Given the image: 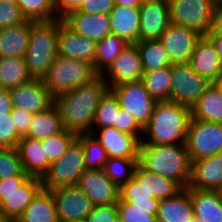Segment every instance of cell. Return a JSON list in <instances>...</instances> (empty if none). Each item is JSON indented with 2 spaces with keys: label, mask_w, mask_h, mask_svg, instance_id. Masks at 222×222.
Here are the masks:
<instances>
[{
  "label": "cell",
  "mask_w": 222,
  "mask_h": 222,
  "mask_svg": "<svg viewBox=\"0 0 222 222\" xmlns=\"http://www.w3.org/2000/svg\"><path fill=\"white\" fill-rule=\"evenodd\" d=\"M107 90L106 82L99 75L90 83L57 96L54 104L59 109L64 129L77 135L93 132L95 112Z\"/></svg>",
  "instance_id": "6da1fadb"
},
{
  "label": "cell",
  "mask_w": 222,
  "mask_h": 222,
  "mask_svg": "<svg viewBox=\"0 0 222 222\" xmlns=\"http://www.w3.org/2000/svg\"><path fill=\"white\" fill-rule=\"evenodd\" d=\"M149 172L177 182L183 189L188 187L191 161L185 144H145L140 142L139 162Z\"/></svg>",
  "instance_id": "7a4b0ae2"
},
{
  "label": "cell",
  "mask_w": 222,
  "mask_h": 222,
  "mask_svg": "<svg viewBox=\"0 0 222 222\" xmlns=\"http://www.w3.org/2000/svg\"><path fill=\"white\" fill-rule=\"evenodd\" d=\"M191 117V109L187 106L170 100L158 101L143 128L148 138L140 142L152 145L185 144Z\"/></svg>",
  "instance_id": "3957f363"
},
{
  "label": "cell",
  "mask_w": 222,
  "mask_h": 222,
  "mask_svg": "<svg viewBox=\"0 0 222 222\" xmlns=\"http://www.w3.org/2000/svg\"><path fill=\"white\" fill-rule=\"evenodd\" d=\"M59 19L33 21L24 59L33 79H43L58 55Z\"/></svg>",
  "instance_id": "277c9868"
},
{
  "label": "cell",
  "mask_w": 222,
  "mask_h": 222,
  "mask_svg": "<svg viewBox=\"0 0 222 222\" xmlns=\"http://www.w3.org/2000/svg\"><path fill=\"white\" fill-rule=\"evenodd\" d=\"M98 76L92 64L57 55L42 80L55 99L61 94L90 83Z\"/></svg>",
  "instance_id": "5b68a950"
},
{
  "label": "cell",
  "mask_w": 222,
  "mask_h": 222,
  "mask_svg": "<svg viewBox=\"0 0 222 222\" xmlns=\"http://www.w3.org/2000/svg\"><path fill=\"white\" fill-rule=\"evenodd\" d=\"M86 170L84 149L76 139L61 158L50 164L48 172L41 179L42 186L52 190L61 186L76 185Z\"/></svg>",
  "instance_id": "8992f818"
},
{
  "label": "cell",
  "mask_w": 222,
  "mask_h": 222,
  "mask_svg": "<svg viewBox=\"0 0 222 222\" xmlns=\"http://www.w3.org/2000/svg\"><path fill=\"white\" fill-rule=\"evenodd\" d=\"M185 145L191 162L222 153V123L191 117Z\"/></svg>",
  "instance_id": "52a82bcc"
},
{
  "label": "cell",
  "mask_w": 222,
  "mask_h": 222,
  "mask_svg": "<svg viewBox=\"0 0 222 222\" xmlns=\"http://www.w3.org/2000/svg\"><path fill=\"white\" fill-rule=\"evenodd\" d=\"M170 101L190 109L213 84L194 71L189 63L171 65Z\"/></svg>",
  "instance_id": "ba28073f"
},
{
  "label": "cell",
  "mask_w": 222,
  "mask_h": 222,
  "mask_svg": "<svg viewBox=\"0 0 222 222\" xmlns=\"http://www.w3.org/2000/svg\"><path fill=\"white\" fill-rule=\"evenodd\" d=\"M171 24L205 36L211 27L215 0H168Z\"/></svg>",
  "instance_id": "9c48e42d"
},
{
  "label": "cell",
  "mask_w": 222,
  "mask_h": 222,
  "mask_svg": "<svg viewBox=\"0 0 222 222\" xmlns=\"http://www.w3.org/2000/svg\"><path fill=\"white\" fill-rule=\"evenodd\" d=\"M110 90L117 97L120 108L130 113L144 128L150 120L157 101L145 89L143 82H126Z\"/></svg>",
  "instance_id": "30bf717a"
},
{
  "label": "cell",
  "mask_w": 222,
  "mask_h": 222,
  "mask_svg": "<svg viewBox=\"0 0 222 222\" xmlns=\"http://www.w3.org/2000/svg\"><path fill=\"white\" fill-rule=\"evenodd\" d=\"M50 191L59 222L85 219L94 209V203L77 185L61 186Z\"/></svg>",
  "instance_id": "8fae6325"
},
{
  "label": "cell",
  "mask_w": 222,
  "mask_h": 222,
  "mask_svg": "<svg viewBox=\"0 0 222 222\" xmlns=\"http://www.w3.org/2000/svg\"><path fill=\"white\" fill-rule=\"evenodd\" d=\"M142 74L143 68L137 45L130 43L101 74V77L110 89L122 83L141 81Z\"/></svg>",
  "instance_id": "7c38bea8"
},
{
  "label": "cell",
  "mask_w": 222,
  "mask_h": 222,
  "mask_svg": "<svg viewBox=\"0 0 222 222\" xmlns=\"http://www.w3.org/2000/svg\"><path fill=\"white\" fill-rule=\"evenodd\" d=\"M9 94L13 108L32 114L45 111L54 104V98L41 79H31L27 83L9 89Z\"/></svg>",
  "instance_id": "4fadbf2b"
},
{
  "label": "cell",
  "mask_w": 222,
  "mask_h": 222,
  "mask_svg": "<svg viewBox=\"0 0 222 222\" xmlns=\"http://www.w3.org/2000/svg\"><path fill=\"white\" fill-rule=\"evenodd\" d=\"M139 10V41L160 39L171 24L168 0L143 1Z\"/></svg>",
  "instance_id": "5bb4252c"
},
{
  "label": "cell",
  "mask_w": 222,
  "mask_h": 222,
  "mask_svg": "<svg viewBox=\"0 0 222 222\" xmlns=\"http://www.w3.org/2000/svg\"><path fill=\"white\" fill-rule=\"evenodd\" d=\"M201 36L188 27L170 24L159 40L168 51L171 64H180L189 63Z\"/></svg>",
  "instance_id": "9a60e30c"
},
{
  "label": "cell",
  "mask_w": 222,
  "mask_h": 222,
  "mask_svg": "<svg viewBox=\"0 0 222 222\" xmlns=\"http://www.w3.org/2000/svg\"><path fill=\"white\" fill-rule=\"evenodd\" d=\"M97 42L72 30L63 19H59L58 55L86 61L93 65Z\"/></svg>",
  "instance_id": "2e32d148"
},
{
  "label": "cell",
  "mask_w": 222,
  "mask_h": 222,
  "mask_svg": "<svg viewBox=\"0 0 222 222\" xmlns=\"http://www.w3.org/2000/svg\"><path fill=\"white\" fill-rule=\"evenodd\" d=\"M76 185L95 206L114 204L119 199V188L106 176L103 169H87Z\"/></svg>",
  "instance_id": "e0dca14e"
},
{
  "label": "cell",
  "mask_w": 222,
  "mask_h": 222,
  "mask_svg": "<svg viewBox=\"0 0 222 222\" xmlns=\"http://www.w3.org/2000/svg\"><path fill=\"white\" fill-rule=\"evenodd\" d=\"M98 130L99 134H95L98 131L91 134L100 142L109 158H139L140 141L134 135L119 131L116 127Z\"/></svg>",
  "instance_id": "ac0fdd59"
},
{
  "label": "cell",
  "mask_w": 222,
  "mask_h": 222,
  "mask_svg": "<svg viewBox=\"0 0 222 222\" xmlns=\"http://www.w3.org/2000/svg\"><path fill=\"white\" fill-rule=\"evenodd\" d=\"M188 188L220 191L222 188V153L191 162Z\"/></svg>",
  "instance_id": "d6986e66"
},
{
  "label": "cell",
  "mask_w": 222,
  "mask_h": 222,
  "mask_svg": "<svg viewBox=\"0 0 222 222\" xmlns=\"http://www.w3.org/2000/svg\"><path fill=\"white\" fill-rule=\"evenodd\" d=\"M189 64L194 71L212 83L222 77V64L219 56L214 45L206 36H201L197 41Z\"/></svg>",
  "instance_id": "ffe728a7"
},
{
  "label": "cell",
  "mask_w": 222,
  "mask_h": 222,
  "mask_svg": "<svg viewBox=\"0 0 222 222\" xmlns=\"http://www.w3.org/2000/svg\"><path fill=\"white\" fill-rule=\"evenodd\" d=\"M63 21L78 34L96 42L111 34L107 14H89L75 10L64 17Z\"/></svg>",
  "instance_id": "44dd1931"
},
{
  "label": "cell",
  "mask_w": 222,
  "mask_h": 222,
  "mask_svg": "<svg viewBox=\"0 0 222 222\" xmlns=\"http://www.w3.org/2000/svg\"><path fill=\"white\" fill-rule=\"evenodd\" d=\"M24 172L28 176L43 178L51 162L45 154L41 140L27 136L22 137L16 147Z\"/></svg>",
  "instance_id": "7402d4cb"
},
{
  "label": "cell",
  "mask_w": 222,
  "mask_h": 222,
  "mask_svg": "<svg viewBox=\"0 0 222 222\" xmlns=\"http://www.w3.org/2000/svg\"><path fill=\"white\" fill-rule=\"evenodd\" d=\"M42 188L41 178L29 176L0 204V214L14 221L17 220Z\"/></svg>",
  "instance_id": "603a6c76"
},
{
  "label": "cell",
  "mask_w": 222,
  "mask_h": 222,
  "mask_svg": "<svg viewBox=\"0 0 222 222\" xmlns=\"http://www.w3.org/2000/svg\"><path fill=\"white\" fill-rule=\"evenodd\" d=\"M109 21L111 34L122 37L129 43L139 41V8L114 5L109 12Z\"/></svg>",
  "instance_id": "cb8c5ba5"
},
{
  "label": "cell",
  "mask_w": 222,
  "mask_h": 222,
  "mask_svg": "<svg viewBox=\"0 0 222 222\" xmlns=\"http://www.w3.org/2000/svg\"><path fill=\"white\" fill-rule=\"evenodd\" d=\"M32 20L0 28V57H24L29 44Z\"/></svg>",
  "instance_id": "d4e9b609"
},
{
  "label": "cell",
  "mask_w": 222,
  "mask_h": 222,
  "mask_svg": "<svg viewBox=\"0 0 222 222\" xmlns=\"http://www.w3.org/2000/svg\"><path fill=\"white\" fill-rule=\"evenodd\" d=\"M194 217L189 188L158 203L157 222H190Z\"/></svg>",
  "instance_id": "484cf974"
},
{
  "label": "cell",
  "mask_w": 222,
  "mask_h": 222,
  "mask_svg": "<svg viewBox=\"0 0 222 222\" xmlns=\"http://www.w3.org/2000/svg\"><path fill=\"white\" fill-rule=\"evenodd\" d=\"M194 216L203 222H222V195L220 191L189 188Z\"/></svg>",
  "instance_id": "4316f807"
},
{
  "label": "cell",
  "mask_w": 222,
  "mask_h": 222,
  "mask_svg": "<svg viewBox=\"0 0 222 222\" xmlns=\"http://www.w3.org/2000/svg\"><path fill=\"white\" fill-rule=\"evenodd\" d=\"M18 222H59L50 190L42 188L17 219Z\"/></svg>",
  "instance_id": "83f0119b"
},
{
  "label": "cell",
  "mask_w": 222,
  "mask_h": 222,
  "mask_svg": "<svg viewBox=\"0 0 222 222\" xmlns=\"http://www.w3.org/2000/svg\"><path fill=\"white\" fill-rule=\"evenodd\" d=\"M140 184L159 200L176 196L183 188L172 179L157 175L144 169L139 163L135 167L134 176Z\"/></svg>",
  "instance_id": "f1b7e54d"
},
{
  "label": "cell",
  "mask_w": 222,
  "mask_h": 222,
  "mask_svg": "<svg viewBox=\"0 0 222 222\" xmlns=\"http://www.w3.org/2000/svg\"><path fill=\"white\" fill-rule=\"evenodd\" d=\"M63 129L59 109L53 104L47 110L32 115L26 136L42 140L61 132Z\"/></svg>",
  "instance_id": "f546056e"
},
{
  "label": "cell",
  "mask_w": 222,
  "mask_h": 222,
  "mask_svg": "<svg viewBox=\"0 0 222 222\" xmlns=\"http://www.w3.org/2000/svg\"><path fill=\"white\" fill-rule=\"evenodd\" d=\"M191 114L195 119L222 123V94L214 83L191 108Z\"/></svg>",
  "instance_id": "4dcf8cb0"
},
{
  "label": "cell",
  "mask_w": 222,
  "mask_h": 222,
  "mask_svg": "<svg viewBox=\"0 0 222 222\" xmlns=\"http://www.w3.org/2000/svg\"><path fill=\"white\" fill-rule=\"evenodd\" d=\"M31 79L24 57H0V87L9 90Z\"/></svg>",
  "instance_id": "1f68e13d"
},
{
  "label": "cell",
  "mask_w": 222,
  "mask_h": 222,
  "mask_svg": "<svg viewBox=\"0 0 222 222\" xmlns=\"http://www.w3.org/2000/svg\"><path fill=\"white\" fill-rule=\"evenodd\" d=\"M137 45L143 72L172 65L169 53L159 39L138 41Z\"/></svg>",
  "instance_id": "d6a6232c"
},
{
  "label": "cell",
  "mask_w": 222,
  "mask_h": 222,
  "mask_svg": "<svg viewBox=\"0 0 222 222\" xmlns=\"http://www.w3.org/2000/svg\"><path fill=\"white\" fill-rule=\"evenodd\" d=\"M129 44L124 38L113 34L107 35L104 39L98 41L94 70L101 75Z\"/></svg>",
  "instance_id": "836d02e7"
},
{
  "label": "cell",
  "mask_w": 222,
  "mask_h": 222,
  "mask_svg": "<svg viewBox=\"0 0 222 222\" xmlns=\"http://www.w3.org/2000/svg\"><path fill=\"white\" fill-rule=\"evenodd\" d=\"M141 81L151 97L157 102L170 100L171 65L143 72Z\"/></svg>",
  "instance_id": "e575fe53"
},
{
  "label": "cell",
  "mask_w": 222,
  "mask_h": 222,
  "mask_svg": "<svg viewBox=\"0 0 222 222\" xmlns=\"http://www.w3.org/2000/svg\"><path fill=\"white\" fill-rule=\"evenodd\" d=\"M138 162L139 158H108L103 170L106 176L120 188L134 176Z\"/></svg>",
  "instance_id": "d590c367"
},
{
  "label": "cell",
  "mask_w": 222,
  "mask_h": 222,
  "mask_svg": "<svg viewBox=\"0 0 222 222\" xmlns=\"http://www.w3.org/2000/svg\"><path fill=\"white\" fill-rule=\"evenodd\" d=\"M120 110V105L117 97L114 93L108 89L101 97L97 106L93 125L97 124V127H116L117 118Z\"/></svg>",
  "instance_id": "8d00e7d4"
},
{
  "label": "cell",
  "mask_w": 222,
  "mask_h": 222,
  "mask_svg": "<svg viewBox=\"0 0 222 222\" xmlns=\"http://www.w3.org/2000/svg\"><path fill=\"white\" fill-rule=\"evenodd\" d=\"M77 140L84 149V163L86 169L102 170L109 158L106 150L91 133L78 134Z\"/></svg>",
  "instance_id": "74e56055"
},
{
  "label": "cell",
  "mask_w": 222,
  "mask_h": 222,
  "mask_svg": "<svg viewBox=\"0 0 222 222\" xmlns=\"http://www.w3.org/2000/svg\"><path fill=\"white\" fill-rule=\"evenodd\" d=\"M16 3L28 20L49 21L57 18L54 0H17Z\"/></svg>",
  "instance_id": "f35d334b"
},
{
  "label": "cell",
  "mask_w": 222,
  "mask_h": 222,
  "mask_svg": "<svg viewBox=\"0 0 222 222\" xmlns=\"http://www.w3.org/2000/svg\"><path fill=\"white\" fill-rule=\"evenodd\" d=\"M77 139V134L63 129L61 132L41 140L48 160L52 163L61 158L70 145Z\"/></svg>",
  "instance_id": "ab89813d"
},
{
  "label": "cell",
  "mask_w": 222,
  "mask_h": 222,
  "mask_svg": "<svg viewBox=\"0 0 222 222\" xmlns=\"http://www.w3.org/2000/svg\"><path fill=\"white\" fill-rule=\"evenodd\" d=\"M118 217L124 222H157L158 209L132 208L130 202L118 199Z\"/></svg>",
  "instance_id": "60d3db41"
},
{
  "label": "cell",
  "mask_w": 222,
  "mask_h": 222,
  "mask_svg": "<svg viewBox=\"0 0 222 222\" xmlns=\"http://www.w3.org/2000/svg\"><path fill=\"white\" fill-rule=\"evenodd\" d=\"M27 175L16 148H0V179Z\"/></svg>",
  "instance_id": "b9f144b4"
},
{
  "label": "cell",
  "mask_w": 222,
  "mask_h": 222,
  "mask_svg": "<svg viewBox=\"0 0 222 222\" xmlns=\"http://www.w3.org/2000/svg\"><path fill=\"white\" fill-rule=\"evenodd\" d=\"M21 138L11 113L0 116V148H16Z\"/></svg>",
  "instance_id": "7bdbcfd3"
},
{
  "label": "cell",
  "mask_w": 222,
  "mask_h": 222,
  "mask_svg": "<svg viewBox=\"0 0 222 222\" xmlns=\"http://www.w3.org/2000/svg\"><path fill=\"white\" fill-rule=\"evenodd\" d=\"M155 198L143 184L134 177L119 188V199L123 201H142Z\"/></svg>",
  "instance_id": "ee69618b"
},
{
  "label": "cell",
  "mask_w": 222,
  "mask_h": 222,
  "mask_svg": "<svg viewBox=\"0 0 222 222\" xmlns=\"http://www.w3.org/2000/svg\"><path fill=\"white\" fill-rule=\"evenodd\" d=\"M20 7L16 2L6 3L0 1V28H5L24 22Z\"/></svg>",
  "instance_id": "f6af8a7d"
},
{
  "label": "cell",
  "mask_w": 222,
  "mask_h": 222,
  "mask_svg": "<svg viewBox=\"0 0 222 222\" xmlns=\"http://www.w3.org/2000/svg\"><path fill=\"white\" fill-rule=\"evenodd\" d=\"M118 218L116 203L96 205L85 218L86 222H114Z\"/></svg>",
  "instance_id": "bcb514c9"
},
{
  "label": "cell",
  "mask_w": 222,
  "mask_h": 222,
  "mask_svg": "<svg viewBox=\"0 0 222 222\" xmlns=\"http://www.w3.org/2000/svg\"><path fill=\"white\" fill-rule=\"evenodd\" d=\"M117 129L127 134L134 135L139 141L142 140L139 134L140 132H142L141 135L143 134V127L135 120V118L130 113L121 108L119 110L117 118Z\"/></svg>",
  "instance_id": "7dc6e473"
},
{
  "label": "cell",
  "mask_w": 222,
  "mask_h": 222,
  "mask_svg": "<svg viewBox=\"0 0 222 222\" xmlns=\"http://www.w3.org/2000/svg\"><path fill=\"white\" fill-rule=\"evenodd\" d=\"M114 8V0H83L77 11L89 14H107Z\"/></svg>",
  "instance_id": "c3c4849f"
},
{
  "label": "cell",
  "mask_w": 222,
  "mask_h": 222,
  "mask_svg": "<svg viewBox=\"0 0 222 222\" xmlns=\"http://www.w3.org/2000/svg\"><path fill=\"white\" fill-rule=\"evenodd\" d=\"M29 176L19 175L0 179V204L14 192Z\"/></svg>",
  "instance_id": "681fc988"
},
{
  "label": "cell",
  "mask_w": 222,
  "mask_h": 222,
  "mask_svg": "<svg viewBox=\"0 0 222 222\" xmlns=\"http://www.w3.org/2000/svg\"><path fill=\"white\" fill-rule=\"evenodd\" d=\"M32 115V113L18 108H13L11 111V116L15 123L16 130L21 137L27 135Z\"/></svg>",
  "instance_id": "f907efd6"
},
{
  "label": "cell",
  "mask_w": 222,
  "mask_h": 222,
  "mask_svg": "<svg viewBox=\"0 0 222 222\" xmlns=\"http://www.w3.org/2000/svg\"><path fill=\"white\" fill-rule=\"evenodd\" d=\"M83 0H54V9L56 17L63 19L70 12L78 10Z\"/></svg>",
  "instance_id": "816d5d0a"
},
{
  "label": "cell",
  "mask_w": 222,
  "mask_h": 222,
  "mask_svg": "<svg viewBox=\"0 0 222 222\" xmlns=\"http://www.w3.org/2000/svg\"><path fill=\"white\" fill-rule=\"evenodd\" d=\"M207 34H222V0H215L211 27Z\"/></svg>",
  "instance_id": "f5cc1de1"
},
{
  "label": "cell",
  "mask_w": 222,
  "mask_h": 222,
  "mask_svg": "<svg viewBox=\"0 0 222 222\" xmlns=\"http://www.w3.org/2000/svg\"><path fill=\"white\" fill-rule=\"evenodd\" d=\"M13 110V103L10 98L9 90L0 87V116H6Z\"/></svg>",
  "instance_id": "db71d44e"
},
{
  "label": "cell",
  "mask_w": 222,
  "mask_h": 222,
  "mask_svg": "<svg viewBox=\"0 0 222 222\" xmlns=\"http://www.w3.org/2000/svg\"><path fill=\"white\" fill-rule=\"evenodd\" d=\"M132 204V208H141V209H158L159 199L149 198V200L142 201H126Z\"/></svg>",
  "instance_id": "11a10c76"
},
{
  "label": "cell",
  "mask_w": 222,
  "mask_h": 222,
  "mask_svg": "<svg viewBox=\"0 0 222 222\" xmlns=\"http://www.w3.org/2000/svg\"><path fill=\"white\" fill-rule=\"evenodd\" d=\"M214 45L222 64V34H206L205 35Z\"/></svg>",
  "instance_id": "9f6ffc18"
},
{
  "label": "cell",
  "mask_w": 222,
  "mask_h": 222,
  "mask_svg": "<svg viewBox=\"0 0 222 222\" xmlns=\"http://www.w3.org/2000/svg\"><path fill=\"white\" fill-rule=\"evenodd\" d=\"M143 0H114V5L139 8Z\"/></svg>",
  "instance_id": "6f0895ef"
},
{
  "label": "cell",
  "mask_w": 222,
  "mask_h": 222,
  "mask_svg": "<svg viewBox=\"0 0 222 222\" xmlns=\"http://www.w3.org/2000/svg\"><path fill=\"white\" fill-rule=\"evenodd\" d=\"M214 84L218 87L220 93L222 94V77Z\"/></svg>",
  "instance_id": "680465c9"
},
{
  "label": "cell",
  "mask_w": 222,
  "mask_h": 222,
  "mask_svg": "<svg viewBox=\"0 0 222 222\" xmlns=\"http://www.w3.org/2000/svg\"><path fill=\"white\" fill-rule=\"evenodd\" d=\"M0 222H14V220L4 217L0 214Z\"/></svg>",
  "instance_id": "91938a15"
},
{
  "label": "cell",
  "mask_w": 222,
  "mask_h": 222,
  "mask_svg": "<svg viewBox=\"0 0 222 222\" xmlns=\"http://www.w3.org/2000/svg\"><path fill=\"white\" fill-rule=\"evenodd\" d=\"M190 222H203V221H201L199 218L194 216Z\"/></svg>",
  "instance_id": "94428289"
},
{
  "label": "cell",
  "mask_w": 222,
  "mask_h": 222,
  "mask_svg": "<svg viewBox=\"0 0 222 222\" xmlns=\"http://www.w3.org/2000/svg\"><path fill=\"white\" fill-rule=\"evenodd\" d=\"M0 1H4L6 3L17 2V0H0Z\"/></svg>",
  "instance_id": "6125c7cd"
},
{
  "label": "cell",
  "mask_w": 222,
  "mask_h": 222,
  "mask_svg": "<svg viewBox=\"0 0 222 222\" xmlns=\"http://www.w3.org/2000/svg\"><path fill=\"white\" fill-rule=\"evenodd\" d=\"M68 222H86V220H85V219H82V220L68 221Z\"/></svg>",
  "instance_id": "be15d7a7"
},
{
  "label": "cell",
  "mask_w": 222,
  "mask_h": 222,
  "mask_svg": "<svg viewBox=\"0 0 222 222\" xmlns=\"http://www.w3.org/2000/svg\"><path fill=\"white\" fill-rule=\"evenodd\" d=\"M114 222H124V221L118 217Z\"/></svg>",
  "instance_id": "e7e4bbea"
}]
</instances>
